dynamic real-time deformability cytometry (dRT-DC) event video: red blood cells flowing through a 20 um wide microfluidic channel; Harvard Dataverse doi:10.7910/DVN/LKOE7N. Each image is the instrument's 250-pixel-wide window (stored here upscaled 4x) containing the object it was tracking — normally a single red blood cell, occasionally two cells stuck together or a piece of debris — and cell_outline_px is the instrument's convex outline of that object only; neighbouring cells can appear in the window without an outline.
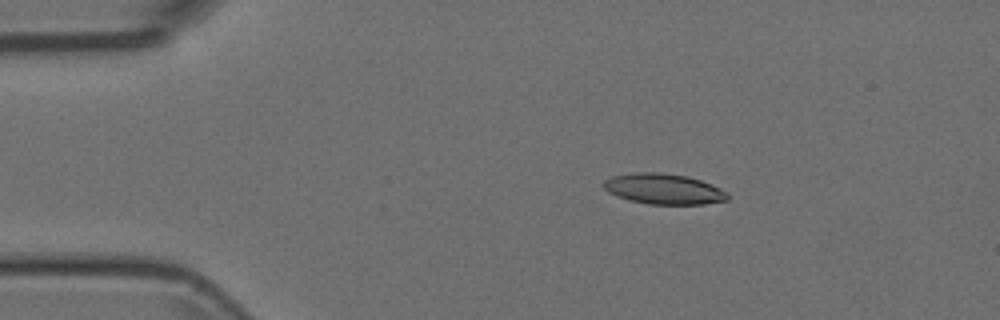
{"species": "Egyptian fruit bat (a non-hibernating species)", "species_latin": "Rousettus aegyptiacus", "temperature_condition": "room temperature", "stored_images_in_passage": 47, "camera_frame_rate_fps": 3000, "um_per_image_px": 0.085, "animal": {"sex": "female"}, "frame": {"image": 1, "passage_image": 3, "time_ms": 0.667, "image_size_px": [1000, 320], "cell_outline_px": [[728, 200], [704, 204], [648, 204], [628, 200], [616, 196], [608, 192], [600, 184], [604, 180], [612, 176], [636, 172], [660, 172], [684, 176], [700, 180], [712, 184], [728, 192]], "centroid_in_image_um": [56.38, 16.06], "position_along_channel_um": 28.6, "area_um2": 22.2}}
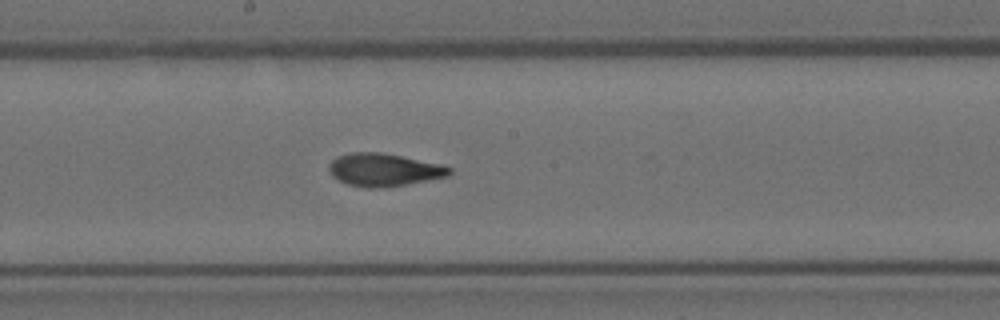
{"frame": {"image": 2, "passage_image": 22, "time_ms": 7.0, "image_size_px": [1000, 320], "cell_outline_px": [[452, 172], [448, 176], [404, 184], [380, 188], [364, 188], [348, 184], [332, 176], [328, 168], [328, 164], [336, 156], [352, 152], [380, 152], [440, 164], [452, 168]], "centroid_in_image_um": [32.59, 14.43], "position_along_channel_um": 215.6, "area_um2": 22.83}}
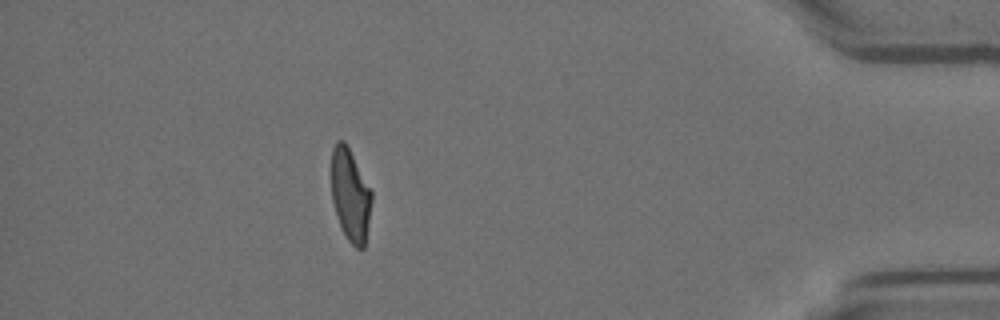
{"frame": {"image": 3, "passage_image": 41, "time_ms": 13.333, "image_size_px": [1000, 320], "cell_outline_px": [[372, 200], [364, 248], [356, 248], [348, 240], [340, 224], [332, 200], [332, 148], [336, 140], [344, 140], [372, 192]], "centroid_in_image_um": [29.78, 16.57], "position_along_channel_um": 405.4, "area_um2": 21.21}}